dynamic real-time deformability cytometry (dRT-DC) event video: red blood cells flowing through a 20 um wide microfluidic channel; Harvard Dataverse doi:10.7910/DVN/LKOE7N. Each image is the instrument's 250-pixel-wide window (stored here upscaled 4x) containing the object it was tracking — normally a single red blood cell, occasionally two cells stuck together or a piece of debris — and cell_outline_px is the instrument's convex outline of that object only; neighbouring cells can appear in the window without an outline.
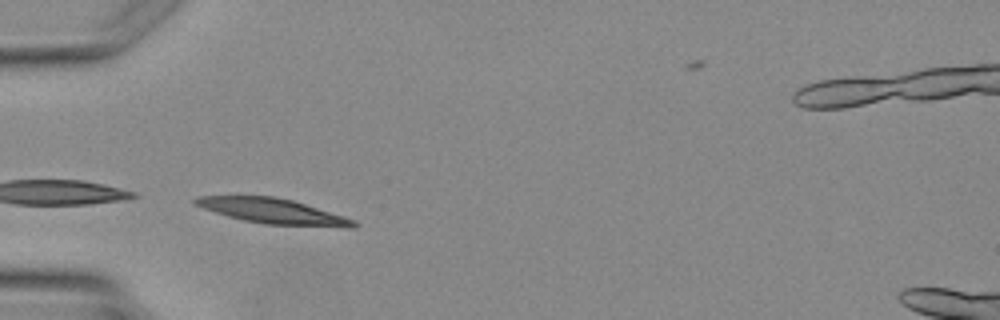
{"species": "Egyptian fruit bat (a non-hibernating species)", "species_latin": "Rousettus aegyptiacus", "temperature_condition": "warm", "stored_images_in_passage": 2, "camera_frame_rate_fps": 3000, "um_per_image_px": 0.085, "animal": {"sex": "female"}, "frame": {"image": 1, "passage_image": 2, "time_ms": 1.333, "image_size_px": [1000, 320], "cell_outline_px": [[360, 224], [356, 228], [348, 228], [264, 224], [244, 220], [228, 216], [204, 208], [196, 204], [192, 200], [196, 196], [276, 196], [292, 200], [344, 216], [356, 220]], "centroid_in_image_um": [23.29, 17.96], "position_along_channel_um": 61.7, "area_um2": 23.29}}